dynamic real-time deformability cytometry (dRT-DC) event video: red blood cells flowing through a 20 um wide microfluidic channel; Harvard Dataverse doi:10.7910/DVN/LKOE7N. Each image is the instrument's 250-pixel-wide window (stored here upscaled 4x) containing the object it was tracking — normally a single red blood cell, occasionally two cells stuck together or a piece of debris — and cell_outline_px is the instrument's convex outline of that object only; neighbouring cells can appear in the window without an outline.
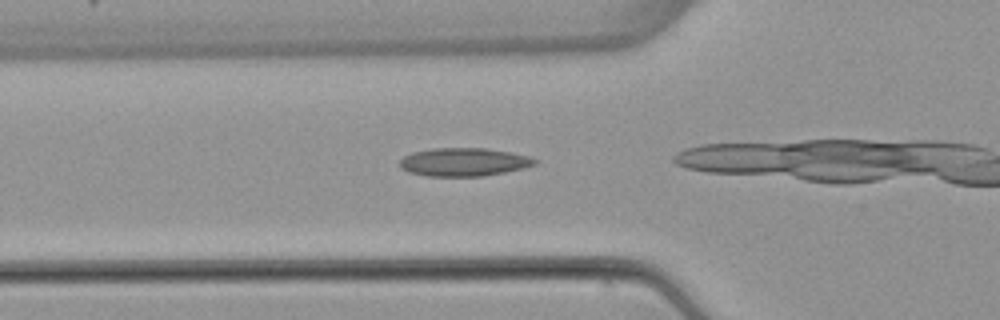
{"species": "common noctule bat (a hibernating species)", "species_latin": "Nyctalus noctula", "temperature_condition": "warm", "stored_images_in_passage": 6, "camera_frame_rate_fps": 3000, "um_per_image_px": 0.085, "animal": {"sex": "female", "body_mass_g": 22.7, "forearm_length_mm": 54.2}, "frame": {"image": 1, "passage_image": 2, "time_ms": 0.333, "image_size_px": [1000, 320], "cell_outline_px": [[540, 160], [536, 164], [524, 168], [484, 176], [428, 176], [408, 172], [400, 168], [400, 160], [404, 156], [412, 152], [432, 148], [484, 148], [512, 152], [528, 156]], "centroid_in_image_um": [39.43, 13.77], "position_along_channel_um": 86.4, "area_um2": 22.37}}